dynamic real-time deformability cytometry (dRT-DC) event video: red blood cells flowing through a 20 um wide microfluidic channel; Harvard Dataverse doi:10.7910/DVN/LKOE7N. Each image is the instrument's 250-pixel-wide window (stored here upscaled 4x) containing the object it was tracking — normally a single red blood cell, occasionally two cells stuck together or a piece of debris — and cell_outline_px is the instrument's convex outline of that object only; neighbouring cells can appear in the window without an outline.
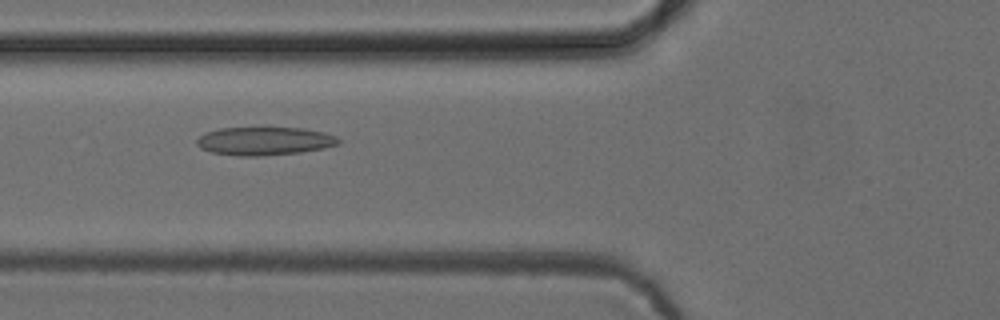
{"species": "common noctule bat (a hibernating species)", "species_latin": "Nyctalus noctula", "temperature_condition": "cold", "stored_images_in_passage": 51, "camera_frame_rate_fps": 3000, "um_per_image_px": 0.085, "animal": {"sex": "female", "body_mass_g": 24.6, "forearm_length_mm": 56.2}, "frame": {"image": 1, "passage_image": 19, "time_ms": 6.0, "image_size_px": [1000, 320], "cell_outline_px": [[340, 144], [324, 148], [300, 152], [260, 156], [236, 156], [212, 152], [200, 148], [196, 144], [196, 140], [204, 132], [220, 128], [264, 124], [300, 128], [324, 132], [336, 136], [340, 140]], "centroid_in_image_um": [22.45, 11.93], "position_along_channel_um": 103.3, "area_um2": 24.51}}
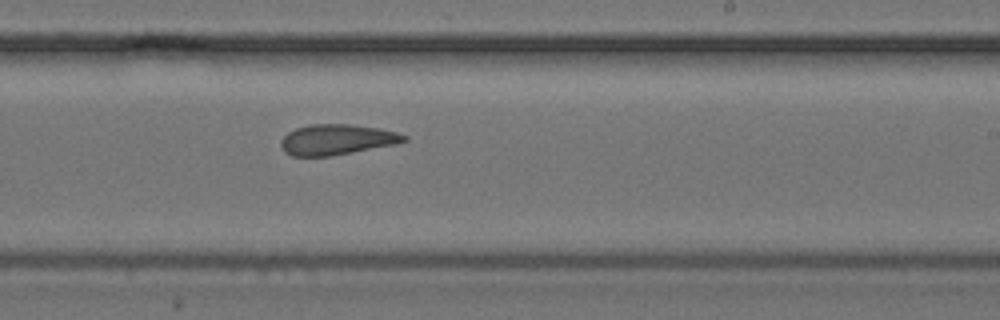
{"frame": {"image": 2, "passage_image": 31, "time_ms": 10.0, "image_size_px": [1000, 320], "cell_outline_px": [[408, 140], [396, 144], [352, 152], [328, 156], [292, 156], [284, 152], [280, 144], [280, 140], [288, 132], [296, 128], [308, 124], [348, 124], [380, 128], [396, 132], [408, 136]], "centroid_in_image_um": [28.62, 11.86], "position_along_channel_um": 260.4, "area_um2": 21.91}}
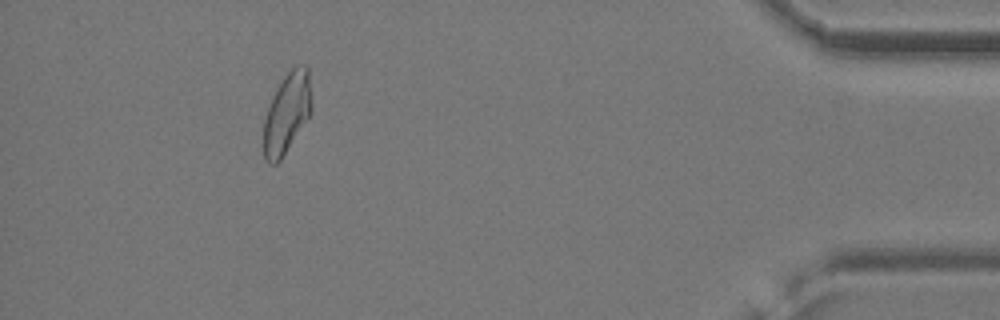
{"frame": {"image": 3, "passage_image": 47, "time_ms": 15.333, "image_size_px": [1000, 320], "cell_outline_px": [[312, 112], [280, 160], [276, 164], [268, 164], [264, 160], [264, 116], [272, 96], [276, 88], [284, 76], [296, 64], [304, 64], [308, 68], [312, 104]], "centroid_in_image_um": [24.38, 9.59], "position_along_channel_um": 410.8, "area_um2": 22.6}, "authors_computed_cell_mechanics": {"area_um2": 23.12, "velocity_mm_per_s": 3.9173, "shape_relaxation_time_tau1_ms": null, "shape_relaxation_time_tau2_ms": 2.9897, "deformation_change_tau1": null, "deformation_change_tau2": 0.116}}